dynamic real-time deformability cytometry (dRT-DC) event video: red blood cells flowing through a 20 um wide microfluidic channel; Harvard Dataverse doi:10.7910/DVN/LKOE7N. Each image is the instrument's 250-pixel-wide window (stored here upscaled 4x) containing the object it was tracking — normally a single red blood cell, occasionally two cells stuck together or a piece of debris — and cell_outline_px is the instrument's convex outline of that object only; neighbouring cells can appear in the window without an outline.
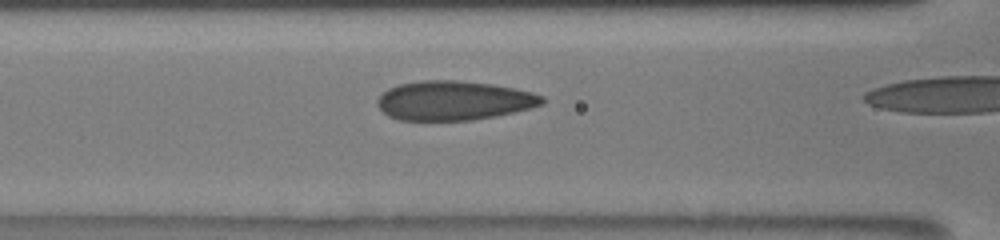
{"species": "human", "species_latin": "Homo sapiens", "temperature_condition": "room temperature", "stored_images_in_passage": 33, "camera_frame_rate_fps": 3000, "um_per_image_px": 0.085, "donor": {"sex": "male"}, "frame": {"image": 1, "passage_image": 30, "time_ms": 5.333, "image_size_px": [1000, 240], "cell_outline_px": [[544, 104], [496, 116], [472, 120], [400, 120], [388, 116], [376, 104], [376, 100], [388, 88], [400, 84], [424, 80], [456, 80], [492, 84], [516, 88], [532, 92], [544, 96]], "centroid_in_image_um": [38.58, 8.54], "position_along_channel_um": 128.0, "area_um2": 37.69}}